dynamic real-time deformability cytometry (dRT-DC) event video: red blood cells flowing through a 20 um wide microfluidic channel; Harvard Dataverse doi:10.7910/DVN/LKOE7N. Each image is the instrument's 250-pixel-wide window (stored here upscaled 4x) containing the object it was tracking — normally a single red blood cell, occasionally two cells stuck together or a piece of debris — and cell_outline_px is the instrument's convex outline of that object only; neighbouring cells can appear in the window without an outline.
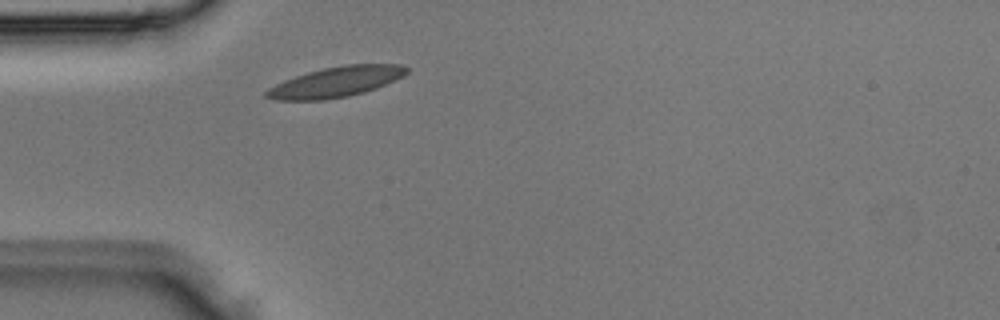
{"species": "Egyptian fruit bat (a non-hibernating species)", "species_latin": "Rousettus aegyptiacus", "temperature_condition": "room temperature", "stored_images_in_passage": 3, "camera_frame_rate_fps": 3000, "um_per_image_px": 0.085, "animal": {"sex": "male"}, "frame": {"image": 1, "passage_image": 3, "time_ms": 0.667, "image_size_px": [1000, 320], "cell_outline_px": [[408, 72], [404, 76], [376, 88], [364, 92], [348, 96], [324, 100], [272, 100], [264, 96], [264, 92], [268, 88], [284, 80], [308, 72], [324, 68], [344, 64], [400, 64], [408, 68]], "centroid_in_image_um": [28.54, 6.97], "position_along_channel_um": 56.5, "area_um2": 24.8}}